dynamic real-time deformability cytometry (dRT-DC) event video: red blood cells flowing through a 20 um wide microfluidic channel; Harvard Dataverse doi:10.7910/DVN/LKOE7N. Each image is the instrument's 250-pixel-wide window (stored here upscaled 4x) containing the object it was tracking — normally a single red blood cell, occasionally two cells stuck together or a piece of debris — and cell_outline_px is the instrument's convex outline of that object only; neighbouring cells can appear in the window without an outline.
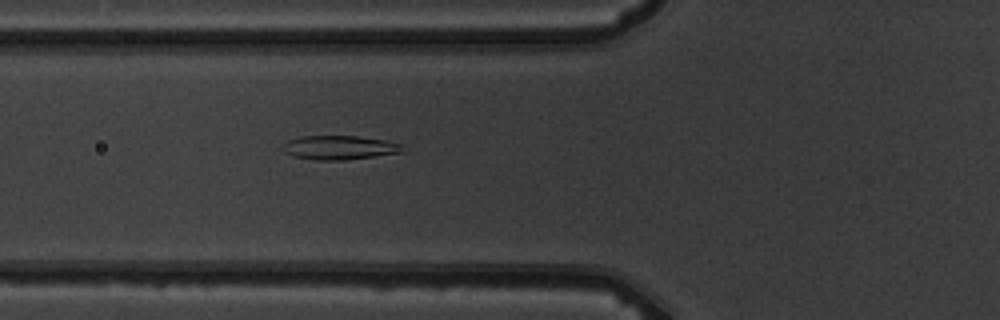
{"species": "common noctule bat (a hibernating species)", "species_latin": "Nyctalus noctula", "temperature_condition": "warm", "stored_images_in_passage": 3, "camera_frame_rate_fps": 3000, "um_per_image_px": 0.085, "animal": {"sex": "male", "body_mass_g": 19.5, "forearm_length_mm": 54.6}, "frame": {"image": 1, "passage_image": 3, "time_ms": 2.333, "image_size_px": [1000, 320], "cell_outline_px": [[404, 152], [344, 160], [316, 160], [296, 156], [284, 152], [284, 144], [288, 140], [300, 136], [356, 136], [384, 140], [404, 144]], "centroid_in_image_um": [28.9, 12.54], "position_along_channel_um": 96.9, "area_um2": 16.65}}